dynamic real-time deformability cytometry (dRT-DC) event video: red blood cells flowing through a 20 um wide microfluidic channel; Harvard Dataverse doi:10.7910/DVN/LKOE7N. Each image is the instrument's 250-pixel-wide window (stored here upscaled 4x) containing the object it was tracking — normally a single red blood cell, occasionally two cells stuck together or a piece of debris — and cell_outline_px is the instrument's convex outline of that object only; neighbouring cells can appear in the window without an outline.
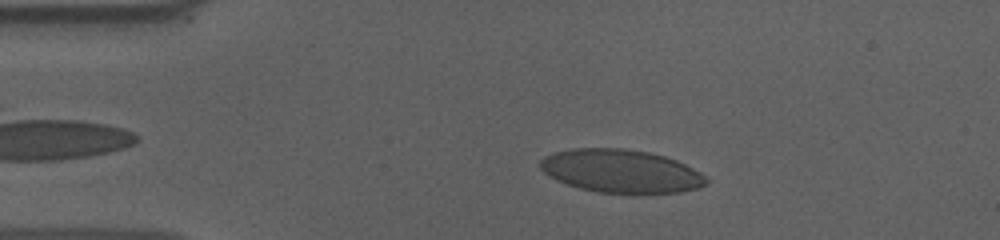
{"species": "human", "species_latin": "Homo sapiens", "temperature_condition": "cold", "stored_images_in_passage": 47, "camera_frame_rate_fps": 3000, "um_per_image_px": 0.085, "donor": {"sex": "male"}, "frame": {"image": 1, "passage_image": 10, "time_ms": 3.0, "image_size_px": [1000, 240], "cell_outline_px": [[708, 180], [700, 188], [680, 192], [596, 192], [580, 188], [556, 180], [548, 176], [540, 168], [540, 160], [544, 156], [556, 152], [572, 148], [624, 148], [648, 152], [664, 156], [676, 160], [700, 172]], "centroid_in_image_um": [52.75, 14.53], "position_along_channel_um": 32.3, "area_um2": 41.38}}
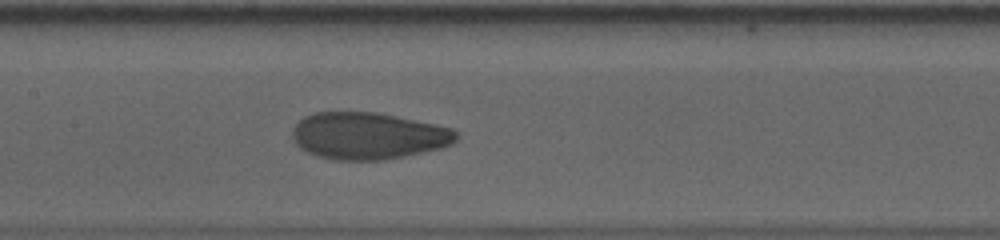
{"frame": {"image": 2, "passage_image": 26, "time_ms": 8.333, "image_size_px": [1000, 240], "cell_outline_px": [[460, 136], [452, 144], [440, 148], [404, 156], [384, 160], [332, 160], [316, 156], [300, 148], [296, 144], [292, 136], [292, 132], [296, 124], [304, 116], [316, 112], [376, 112], [396, 116], [452, 128], [460, 132]], "centroid_in_image_um": [31.3, 11.55], "position_along_channel_um": 176.1, "area_um2": 44.91}}
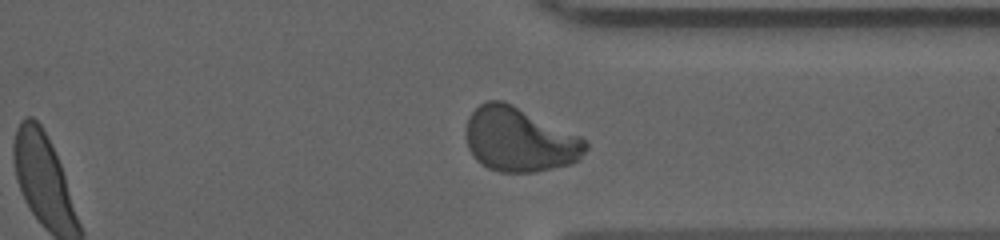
{"frame": {"image": 3, "passage_image": 42, "time_ms": 13.667, "image_size_px": [1000, 240], "cell_outline_px": [[588, 148], [572, 164], [536, 172], [500, 172], [488, 168], [480, 164], [472, 156], [468, 148], [464, 132], [464, 128], [468, 116], [480, 104], [488, 100], [504, 100], [580, 136], [588, 140]], "centroid_in_image_um": [44.12, 11.87], "position_along_channel_um": 367.3, "area_um2": 45.2}, "authors_computed_cell_mechanics": {"area_um2": 44.3326, "velocity_mm_per_s": 3.6054, "shape_relaxation_time_tau1_ms": 5.0768, "shape_relaxation_time_tau2_ms": 0.9565, "deformation_change_tau1": 0.1749, "deformation_change_tau2": 0.0504}}